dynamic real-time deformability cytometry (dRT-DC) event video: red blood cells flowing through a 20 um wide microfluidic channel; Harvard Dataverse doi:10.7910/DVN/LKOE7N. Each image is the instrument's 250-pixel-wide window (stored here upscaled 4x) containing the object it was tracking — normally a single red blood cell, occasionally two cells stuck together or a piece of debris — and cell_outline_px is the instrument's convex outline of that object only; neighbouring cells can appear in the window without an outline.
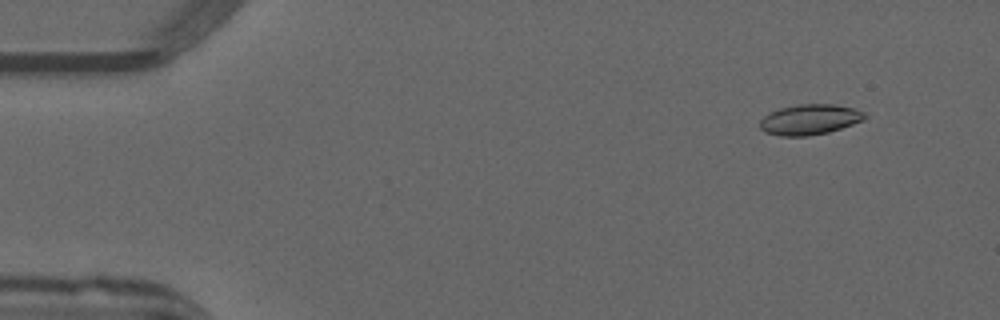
{"species": "common noctule bat (a hibernating species)", "species_latin": "Nyctalus noctula", "temperature_condition": "warm", "stored_images_in_passage": 50, "camera_frame_rate_fps": 3000, "um_per_image_px": 0.085, "animal": {"sex": "male", "forearm_length_mm": 52.5}, "frame": {"image": 1, "passage_image": 5, "time_ms": 1.333, "image_size_px": [1000, 320], "cell_outline_px": [[868, 116], [864, 120], [828, 132], [808, 136], [780, 136], [764, 132], [760, 128], [760, 120], [768, 112], [780, 108], [800, 104], [836, 104], [852, 108], [864, 112]], "centroid_in_image_um": [68.81, 10.16], "position_along_channel_um": 16.2, "area_um2": 18.61}}
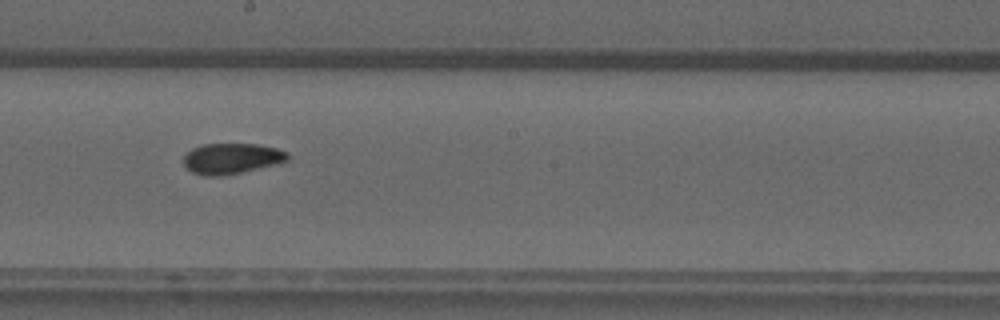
{"frame": {"image": 2, "passage_image": 29, "time_ms": 9.333, "image_size_px": [1000, 320], "cell_outline_px": [[288, 160], [280, 164], [220, 176], [204, 176], [192, 172], [184, 164], [184, 156], [192, 148], [204, 144], [260, 144], [276, 148], [288, 152]], "centroid_in_image_um": [19.72, 13.47], "position_along_channel_um": 228.5, "area_um2": 18.61}}
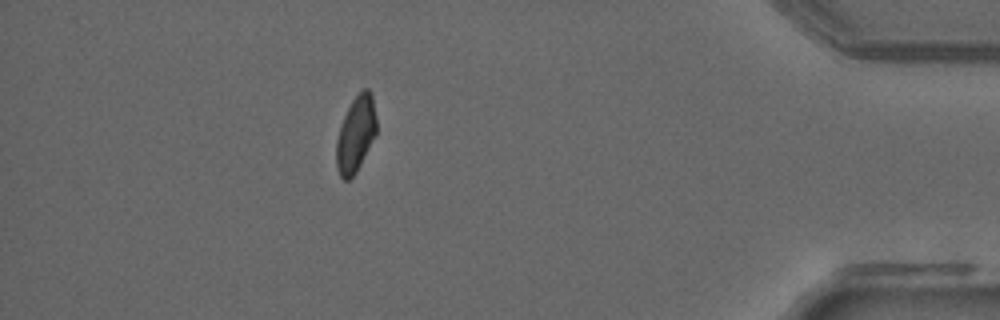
{"frame": {"image": 3, "passage_image": 46, "time_ms": 15.0, "image_size_px": [1000, 320], "cell_outline_px": [[376, 136], [356, 172], [348, 180], [344, 180], [340, 176], [336, 168], [336, 140], [344, 116], [352, 100], [364, 88], [368, 88], [372, 96], [376, 116]], "centroid_in_image_um": [30.24, 11.42], "position_along_channel_um": 405.0, "area_um2": 17.69}, "authors_computed_cell_mechanics": {"area_um2": 18.6405, "velocity_mm_per_s": 3.9912, "shape_relaxation_time_tau1_ms": 6.1995, "shape_relaxation_time_tau2_ms": 2.0683, "deformation_change_tau1": 0.1759, "deformation_change_tau2": 0.0654}}